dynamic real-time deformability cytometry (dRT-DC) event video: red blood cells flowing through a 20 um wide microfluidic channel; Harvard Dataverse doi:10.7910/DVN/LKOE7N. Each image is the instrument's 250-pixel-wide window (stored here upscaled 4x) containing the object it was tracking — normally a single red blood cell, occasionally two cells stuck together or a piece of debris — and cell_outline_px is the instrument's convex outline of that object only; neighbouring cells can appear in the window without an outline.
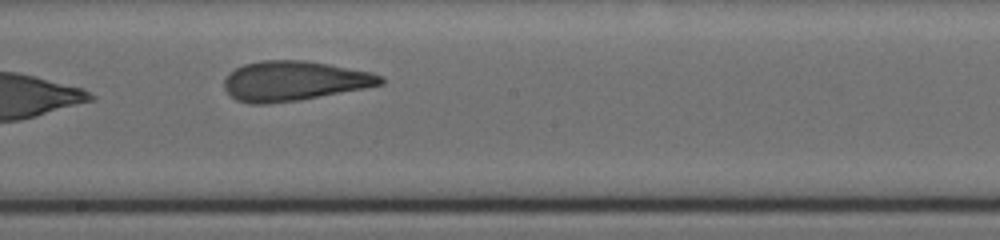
{"species": "human", "species_latin": "Homo sapiens", "temperature_condition": "cold", "stored_images_in_passage": 11, "camera_frame_rate_fps": 3000, "um_per_image_px": 0.085, "donor": {"sex": "female"}, "frame": {"image": 1, "passage_image": 10, "time_ms": 8.667, "image_size_px": [1000, 240], "cell_outline_px": [[384, 84], [364, 88], [300, 100], [268, 104], [252, 104], [236, 100], [224, 88], [224, 80], [236, 68], [244, 64], [260, 60], [304, 60], [328, 64], [372, 72], [384, 76]], "centroid_in_image_um": [25.01, 6.88], "position_along_channel_um": 223.2, "area_um2": 36.18}}